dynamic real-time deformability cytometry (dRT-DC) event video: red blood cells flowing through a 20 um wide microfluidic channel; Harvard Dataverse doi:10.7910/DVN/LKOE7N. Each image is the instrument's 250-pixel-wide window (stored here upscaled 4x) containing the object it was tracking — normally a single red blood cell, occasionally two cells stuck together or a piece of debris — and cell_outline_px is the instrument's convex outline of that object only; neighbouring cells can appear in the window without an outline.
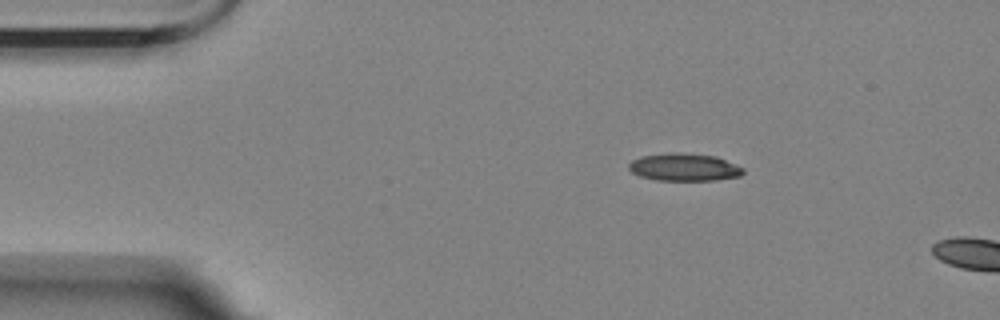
{"species": "Egyptian fruit bat (a non-hibernating species)", "species_latin": "Rousettus aegyptiacus", "temperature_condition": "room temperature", "stored_images_in_passage": 2, "camera_frame_rate_fps": 3000, "um_per_image_px": 0.085, "animal": {"sex": "female"}, "frame": {"image": 1, "passage_image": 1, "time_ms": 0.0, "image_size_px": [1000, 320], "cell_outline_px": [[744, 172], [740, 176], [716, 180], [656, 180], [640, 176], [632, 172], [628, 168], [628, 164], [632, 160], [640, 156], [672, 152], [680, 152], [716, 156], [736, 164], [744, 168]], "centroid_in_image_um": [58.15, 14.2], "position_along_channel_um": 26.8, "area_um2": 18.5}}